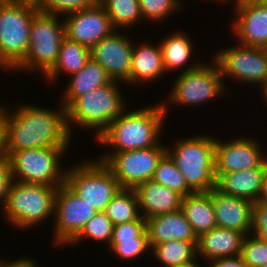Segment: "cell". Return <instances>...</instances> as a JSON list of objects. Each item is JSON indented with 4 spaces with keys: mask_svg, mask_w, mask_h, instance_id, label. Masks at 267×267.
Returning a JSON list of instances; mask_svg holds the SVG:
<instances>
[{
    "mask_svg": "<svg viewBox=\"0 0 267 267\" xmlns=\"http://www.w3.org/2000/svg\"><path fill=\"white\" fill-rule=\"evenodd\" d=\"M237 138V139H236ZM234 140H219L215 144V172L225 174L250 168H265L266 152L263 154L259 140L254 137H236Z\"/></svg>",
    "mask_w": 267,
    "mask_h": 267,
    "instance_id": "obj_14",
    "label": "cell"
},
{
    "mask_svg": "<svg viewBox=\"0 0 267 267\" xmlns=\"http://www.w3.org/2000/svg\"><path fill=\"white\" fill-rule=\"evenodd\" d=\"M11 181L12 176L8 158L7 156L0 157V209L5 204Z\"/></svg>",
    "mask_w": 267,
    "mask_h": 267,
    "instance_id": "obj_38",
    "label": "cell"
},
{
    "mask_svg": "<svg viewBox=\"0 0 267 267\" xmlns=\"http://www.w3.org/2000/svg\"><path fill=\"white\" fill-rule=\"evenodd\" d=\"M8 108L0 104V157L6 156L5 126Z\"/></svg>",
    "mask_w": 267,
    "mask_h": 267,
    "instance_id": "obj_41",
    "label": "cell"
},
{
    "mask_svg": "<svg viewBox=\"0 0 267 267\" xmlns=\"http://www.w3.org/2000/svg\"><path fill=\"white\" fill-rule=\"evenodd\" d=\"M58 187L23 183L12 180L2 215L18 229H30L54 216V203Z\"/></svg>",
    "mask_w": 267,
    "mask_h": 267,
    "instance_id": "obj_6",
    "label": "cell"
},
{
    "mask_svg": "<svg viewBox=\"0 0 267 267\" xmlns=\"http://www.w3.org/2000/svg\"><path fill=\"white\" fill-rule=\"evenodd\" d=\"M38 11L36 2L0 0V69L12 72L24 60Z\"/></svg>",
    "mask_w": 267,
    "mask_h": 267,
    "instance_id": "obj_5",
    "label": "cell"
},
{
    "mask_svg": "<svg viewBox=\"0 0 267 267\" xmlns=\"http://www.w3.org/2000/svg\"><path fill=\"white\" fill-rule=\"evenodd\" d=\"M121 82L109 84L78 97L67 109V126L71 136L72 125L95 130V139L127 108Z\"/></svg>",
    "mask_w": 267,
    "mask_h": 267,
    "instance_id": "obj_4",
    "label": "cell"
},
{
    "mask_svg": "<svg viewBox=\"0 0 267 267\" xmlns=\"http://www.w3.org/2000/svg\"><path fill=\"white\" fill-rule=\"evenodd\" d=\"M264 50H265V52H266V54H267V45L264 47Z\"/></svg>",
    "mask_w": 267,
    "mask_h": 267,
    "instance_id": "obj_48",
    "label": "cell"
},
{
    "mask_svg": "<svg viewBox=\"0 0 267 267\" xmlns=\"http://www.w3.org/2000/svg\"><path fill=\"white\" fill-rule=\"evenodd\" d=\"M97 212L65 183L60 185L55 196L51 243L59 247L68 246Z\"/></svg>",
    "mask_w": 267,
    "mask_h": 267,
    "instance_id": "obj_12",
    "label": "cell"
},
{
    "mask_svg": "<svg viewBox=\"0 0 267 267\" xmlns=\"http://www.w3.org/2000/svg\"><path fill=\"white\" fill-rule=\"evenodd\" d=\"M69 147L23 149L7 155L12 180L59 187L65 183L60 161ZM64 154V155H63Z\"/></svg>",
    "mask_w": 267,
    "mask_h": 267,
    "instance_id": "obj_9",
    "label": "cell"
},
{
    "mask_svg": "<svg viewBox=\"0 0 267 267\" xmlns=\"http://www.w3.org/2000/svg\"><path fill=\"white\" fill-rule=\"evenodd\" d=\"M62 95L61 104L67 109L78 97L109 84L112 79L106 70L91 58L86 65L70 77Z\"/></svg>",
    "mask_w": 267,
    "mask_h": 267,
    "instance_id": "obj_25",
    "label": "cell"
},
{
    "mask_svg": "<svg viewBox=\"0 0 267 267\" xmlns=\"http://www.w3.org/2000/svg\"><path fill=\"white\" fill-rule=\"evenodd\" d=\"M258 202L267 205V161L265 162L262 191L258 199Z\"/></svg>",
    "mask_w": 267,
    "mask_h": 267,
    "instance_id": "obj_42",
    "label": "cell"
},
{
    "mask_svg": "<svg viewBox=\"0 0 267 267\" xmlns=\"http://www.w3.org/2000/svg\"><path fill=\"white\" fill-rule=\"evenodd\" d=\"M104 212L113 225L137 220L141 214L135 190L122 188L112 198Z\"/></svg>",
    "mask_w": 267,
    "mask_h": 267,
    "instance_id": "obj_31",
    "label": "cell"
},
{
    "mask_svg": "<svg viewBox=\"0 0 267 267\" xmlns=\"http://www.w3.org/2000/svg\"><path fill=\"white\" fill-rule=\"evenodd\" d=\"M115 30L131 29L139 22L142 23V15L138 0H98ZM138 22V23H137Z\"/></svg>",
    "mask_w": 267,
    "mask_h": 267,
    "instance_id": "obj_30",
    "label": "cell"
},
{
    "mask_svg": "<svg viewBox=\"0 0 267 267\" xmlns=\"http://www.w3.org/2000/svg\"><path fill=\"white\" fill-rule=\"evenodd\" d=\"M113 223L106 216L105 212H97L84 226L81 232L68 244L75 245L84 239H92L96 242H104L106 246L110 244L113 232Z\"/></svg>",
    "mask_w": 267,
    "mask_h": 267,
    "instance_id": "obj_33",
    "label": "cell"
},
{
    "mask_svg": "<svg viewBox=\"0 0 267 267\" xmlns=\"http://www.w3.org/2000/svg\"><path fill=\"white\" fill-rule=\"evenodd\" d=\"M90 58L89 48L65 37L60 45L57 62L43 77L49 80L47 83H55L63 73L68 76L78 73Z\"/></svg>",
    "mask_w": 267,
    "mask_h": 267,
    "instance_id": "obj_27",
    "label": "cell"
},
{
    "mask_svg": "<svg viewBox=\"0 0 267 267\" xmlns=\"http://www.w3.org/2000/svg\"><path fill=\"white\" fill-rule=\"evenodd\" d=\"M199 259L197 258L196 260H194L193 262L186 264V265H181L178 267H201L200 265H198V263L196 261H198Z\"/></svg>",
    "mask_w": 267,
    "mask_h": 267,
    "instance_id": "obj_44",
    "label": "cell"
},
{
    "mask_svg": "<svg viewBox=\"0 0 267 267\" xmlns=\"http://www.w3.org/2000/svg\"><path fill=\"white\" fill-rule=\"evenodd\" d=\"M244 237L241 232L215 227L197 237V258L208 264L217 258L240 256Z\"/></svg>",
    "mask_w": 267,
    "mask_h": 267,
    "instance_id": "obj_22",
    "label": "cell"
},
{
    "mask_svg": "<svg viewBox=\"0 0 267 267\" xmlns=\"http://www.w3.org/2000/svg\"><path fill=\"white\" fill-rule=\"evenodd\" d=\"M208 267H249L241 256L222 257L212 260Z\"/></svg>",
    "mask_w": 267,
    "mask_h": 267,
    "instance_id": "obj_39",
    "label": "cell"
},
{
    "mask_svg": "<svg viewBox=\"0 0 267 267\" xmlns=\"http://www.w3.org/2000/svg\"><path fill=\"white\" fill-rule=\"evenodd\" d=\"M25 1H32V2H38L39 0H25Z\"/></svg>",
    "mask_w": 267,
    "mask_h": 267,
    "instance_id": "obj_47",
    "label": "cell"
},
{
    "mask_svg": "<svg viewBox=\"0 0 267 267\" xmlns=\"http://www.w3.org/2000/svg\"><path fill=\"white\" fill-rule=\"evenodd\" d=\"M166 117L162 103L141 109H125L96 139L99 145L113 148L97 160L105 162L114 152H124L158 145Z\"/></svg>",
    "mask_w": 267,
    "mask_h": 267,
    "instance_id": "obj_2",
    "label": "cell"
},
{
    "mask_svg": "<svg viewBox=\"0 0 267 267\" xmlns=\"http://www.w3.org/2000/svg\"><path fill=\"white\" fill-rule=\"evenodd\" d=\"M32 257H21L17 258L14 261H6L5 259L0 258V267H38L37 262L34 261Z\"/></svg>",
    "mask_w": 267,
    "mask_h": 267,
    "instance_id": "obj_40",
    "label": "cell"
},
{
    "mask_svg": "<svg viewBox=\"0 0 267 267\" xmlns=\"http://www.w3.org/2000/svg\"><path fill=\"white\" fill-rule=\"evenodd\" d=\"M140 214L144 219L179 210L183 196L153 180L140 183L134 188Z\"/></svg>",
    "mask_w": 267,
    "mask_h": 267,
    "instance_id": "obj_20",
    "label": "cell"
},
{
    "mask_svg": "<svg viewBox=\"0 0 267 267\" xmlns=\"http://www.w3.org/2000/svg\"><path fill=\"white\" fill-rule=\"evenodd\" d=\"M64 15L65 37L89 49L115 31L110 17L99 2Z\"/></svg>",
    "mask_w": 267,
    "mask_h": 267,
    "instance_id": "obj_15",
    "label": "cell"
},
{
    "mask_svg": "<svg viewBox=\"0 0 267 267\" xmlns=\"http://www.w3.org/2000/svg\"><path fill=\"white\" fill-rule=\"evenodd\" d=\"M182 0H138L144 21L160 23L183 7Z\"/></svg>",
    "mask_w": 267,
    "mask_h": 267,
    "instance_id": "obj_34",
    "label": "cell"
},
{
    "mask_svg": "<svg viewBox=\"0 0 267 267\" xmlns=\"http://www.w3.org/2000/svg\"><path fill=\"white\" fill-rule=\"evenodd\" d=\"M181 209L196 237L217 227L211 190L183 197Z\"/></svg>",
    "mask_w": 267,
    "mask_h": 267,
    "instance_id": "obj_26",
    "label": "cell"
},
{
    "mask_svg": "<svg viewBox=\"0 0 267 267\" xmlns=\"http://www.w3.org/2000/svg\"><path fill=\"white\" fill-rule=\"evenodd\" d=\"M129 36L115 30L90 49V57L99 63L113 81L130 85L134 43Z\"/></svg>",
    "mask_w": 267,
    "mask_h": 267,
    "instance_id": "obj_16",
    "label": "cell"
},
{
    "mask_svg": "<svg viewBox=\"0 0 267 267\" xmlns=\"http://www.w3.org/2000/svg\"><path fill=\"white\" fill-rule=\"evenodd\" d=\"M224 82L221 69L214 58L211 64L189 63L175 79L168 99L165 103L161 101L166 116L169 111L168 104L191 107L205 105L208 101L221 98L223 93L227 92Z\"/></svg>",
    "mask_w": 267,
    "mask_h": 267,
    "instance_id": "obj_7",
    "label": "cell"
},
{
    "mask_svg": "<svg viewBox=\"0 0 267 267\" xmlns=\"http://www.w3.org/2000/svg\"><path fill=\"white\" fill-rule=\"evenodd\" d=\"M146 231L150 248L169 240L197 242L191 224L181 208L146 219Z\"/></svg>",
    "mask_w": 267,
    "mask_h": 267,
    "instance_id": "obj_21",
    "label": "cell"
},
{
    "mask_svg": "<svg viewBox=\"0 0 267 267\" xmlns=\"http://www.w3.org/2000/svg\"><path fill=\"white\" fill-rule=\"evenodd\" d=\"M60 15L38 11L31 23L29 48L24 60L12 71H32L43 76L57 62L65 38L64 20Z\"/></svg>",
    "mask_w": 267,
    "mask_h": 267,
    "instance_id": "obj_8",
    "label": "cell"
},
{
    "mask_svg": "<svg viewBox=\"0 0 267 267\" xmlns=\"http://www.w3.org/2000/svg\"><path fill=\"white\" fill-rule=\"evenodd\" d=\"M108 249L119 257V260L127 262L149 252L151 248L146 231V219L140 216L137 220L114 225Z\"/></svg>",
    "mask_w": 267,
    "mask_h": 267,
    "instance_id": "obj_19",
    "label": "cell"
},
{
    "mask_svg": "<svg viewBox=\"0 0 267 267\" xmlns=\"http://www.w3.org/2000/svg\"><path fill=\"white\" fill-rule=\"evenodd\" d=\"M166 148L160 142L150 148L114 152L104 164L113 172L122 188L134 189L140 183L153 179Z\"/></svg>",
    "mask_w": 267,
    "mask_h": 267,
    "instance_id": "obj_13",
    "label": "cell"
},
{
    "mask_svg": "<svg viewBox=\"0 0 267 267\" xmlns=\"http://www.w3.org/2000/svg\"><path fill=\"white\" fill-rule=\"evenodd\" d=\"M261 95L263 97V101L266 102V106H267V83L265 84V86L261 89Z\"/></svg>",
    "mask_w": 267,
    "mask_h": 267,
    "instance_id": "obj_43",
    "label": "cell"
},
{
    "mask_svg": "<svg viewBox=\"0 0 267 267\" xmlns=\"http://www.w3.org/2000/svg\"><path fill=\"white\" fill-rule=\"evenodd\" d=\"M241 258L249 267H261L267 264V242L253 234L244 237Z\"/></svg>",
    "mask_w": 267,
    "mask_h": 267,
    "instance_id": "obj_35",
    "label": "cell"
},
{
    "mask_svg": "<svg viewBox=\"0 0 267 267\" xmlns=\"http://www.w3.org/2000/svg\"><path fill=\"white\" fill-rule=\"evenodd\" d=\"M152 180L156 183L168 187L171 190L178 192L183 197L194 193L187 186L184 176L180 173L175 162L167 152L158 162Z\"/></svg>",
    "mask_w": 267,
    "mask_h": 267,
    "instance_id": "obj_32",
    "label": "cell"
},
{
    "mask_svg": "<svg viewBox=\"0 0 267 267\" xmlns=\"http://www.w3.org/2000/svg\"><path fill=\"white\" fill-rule=\"evenodd\" d=\"M59 105V110L27 103L14 110L8 108L5 126L6 156L23 149L69 147L72 136L67 126L66 108Z\"/></svg>",
    "mask_w": 267,
    "mask_h": 267,
    "instance_id": "obj_1",
    "label": "cell"
},
{
    "mask_svg": "<svg viewBox=\"0 0 267 267\" xmlns=\"http://www.w3.org/2000/svg\"><path fill=\"white\" fill-rule=\"evenodd\" d=\"M65 184L98 212H104L122 189L113 172L96 158L66 168Z\"/></svg>",
    "mask_w": 267,
    "mask_h": 267,
    "instance_id": "obj_10",
    "label": "cell"
},
{
    "mask_svg": "<svg viewBox=\"0 0 267 267\" xmlns=\"http://www.w3.org/2000/svg\"><path fill=\"white\" fill-rule=\"evenodd\" d=\"M197 242L183 240H169L155 244L151 247L150 255L162 267H178L186 265L197 259Z\"/></svg>",
    "mask_w": 267,
    "mask_h": 267,
    "instance_id": "obj_29",
    "label": "cell"
},
{
    "mask_svg": "<svg viewBox=\"0 0 267 267\" xmlns=\"http://www.w3.org/2000/svg\"><path fill=\"white\" fill-rule=\"evenodd\" d=\"M187 32L175 31L162 40L159 43L162 51L163 65L165 71L171 73L174 70L182 69L185 65L191 61L193 56L194 42L188 37ZM169 71V72H168Z\"/></svg>",
    "mask_w": 267,
    "mask_h": 267,
    "instance_id": "obj_28",
    "label": "cell"
},
{
    "mask_svg": "<svg viewBox=\"0 0 267 267\" xmlns=\"http://www.w3.org/2000/svg\"><path fill=\"white\" fill-rule=\"evenodd\" d=\"M133 47L130 85L151 83L166 73L160 45L143 42Z\"/></svg>",
    "mask_w": 267,
    "mask_h": 267,
    "instance_id": "obj_23",
    "label": "cell"
},
{
    "mask_svg": "<svg viewBox=\"0 0 267 267\" xmlns=\"http://www.w3.org/2000/svg\"><path fill=\"white\" fill-rule=\"evenodd\" d=\"M215 144L214 136L198 134L176 140L172 148L167 145L166 152L193 192H209L216 187Z\"/></svg>",
    "mask_w": 267,
    "mask_h": 267,
    "instance_id": "obj_3",
    "label": "cell"
},
{
    "mask_svg": "<svg viewBox=\"0 0 267 267\" xmlns=\"http://www.w3.org/2000/svg\"><path fill=\"white\" fill-rule=\"evenodd\" d=\"M258 239L267 242V205L258 201L253 205L252 232Z\"/></svg>",
    "mask_w": 267,
    "mask_h": 267,
    "instance_id": "obj_37",
    "label": "cell"
},
{
    "mask_svg": "<svg viewBox=\"0 0 267 267\" xmlns=\"http://www.w3.org/2000/svg\"><path fill=\"white\" fill-rule=\"evenodd\" d=\"M234 4L233 33L241 45L264 48L267 45V1ZM240 41V42H239Z\"/></svg>",
    "mask_w": 267,
    "mask_h": 267,
    "instance_id": "obj_17",
    "label": "cell"
},
{
    "mask_svg": "<svg viewBox=\"0 0 267 267\" xmlns=\"http://www.w3.org/2000/svg\"><path fill=\"white\" fill-rule=\"evenodd\" d=\"M265 168H250L225 174H216V188L224 194L257 202L263 185Z\"/></svg>",
    "mask_w": 267,
    "mask_h": 267,
    "instance_id": "obj_24",
    "label": "cell"
},
{
    "mask_svg": "<svg viewBox=\"0 0 267 267\" xmlns=\"http://www.w3.org/2000/svg\"><path fill=\"white\" fill-rule=\"evenodd\" d=\"M98 0H39V11L49 14H64L95 5Z\"/></svg>",
    "mask_w": 267,
    "mask_h": 267,
    "instance_id": "obj_36",
    "label": "cell"
},
{
    "mask_svg": "<svg viewBox=\"0 0 267 267\" xmlns=\"http://www.w3.org/2000/svg\"><path fill=\"white\" fill-rule=\"evenodd\" d=\"M253 1H267V0H236L237 2H253Z\"/></svg>",
    "mask_w": 267,
    "mask_h": 267,
    "instance_id": "obj_46",
    "label": "cell"
},
{
    "mask_svg": "<svg viewBox=\"0 0 267 267\" xmlns=\"http://www.w3.org/2000/svg\"><path fill=\"white\" fill-rule=\"evenodd\" d=\"M213 1H217L218 3H220V4H225L226 3V5L227 4H229V3H227V2H234V3H236V0H213ZM225 2V3H224Z\"/></svg>",
    "mask_w": 267,
    "mask_h": 267,
    "instance_id": "obj_45",
    "label": "cell"
},
{
    "mask_svg": "<svg viewBox=\"0 0 267 267\" xmlns=\"http://www.w3.org/2000/svg\"><path fill=\"white\" fill-rule=\"evenodd\" d=\"M233 46L218 50L214 55L223 81L228 77L243 84L257 85L261 90L267 83V54L264 48L239 43Z\"/></svg>",
    "mask_w": 267,
    "mask_h": 267,
    "instance_id": "obj_11",
    "label": "cell"
},
{
    "mask_svg": "<svg viewBox=\"0 0 267 267\" xmlns=\"http://www.w3.org/2000/svg\"><path fill=\"white\" fill-rule=\"evenodd\" d=\"M211 197L217 227L232 229L245 236L251 234L254 205L252 201L224 194L216 187L211 190Z\"/></svg>",
    "mask_w": 267,
    "mask_h": 267,
    "instance_id": "obj_18",
    "label": "cell"
}]
</instances>
